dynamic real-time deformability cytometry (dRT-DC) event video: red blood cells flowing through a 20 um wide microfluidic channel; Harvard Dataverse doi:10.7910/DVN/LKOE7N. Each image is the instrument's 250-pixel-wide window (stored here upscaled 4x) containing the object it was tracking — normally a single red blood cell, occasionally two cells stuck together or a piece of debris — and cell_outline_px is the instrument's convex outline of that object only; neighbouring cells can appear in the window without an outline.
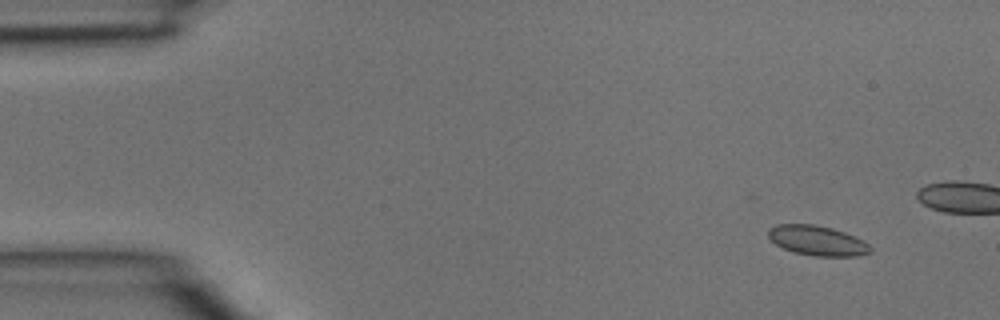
{"species": "common noctule bat (a hibernating species)", "species_latin": "Nyctalus noctula", "temperature_condition": "room temperature", "stored_images_in_passage": 12, "camera_frame_rate_fps": 3000, "um_per_image_px": 0.085, "animal": {"sex": "male", "body_mass_g": 15.6}, "frame": {"image": 1, "passage_image": 4, "time_ms": 1.0, "image_size_px": [1000, 320], "cell_outline_px": [[872, 252], [860, 256], [812, 256], [792, 252], [776, 244], [768, 236], [768, 228], [776, 224], [812, 224], [832, 228], [844, 232], [868, 244], [872, 248]], "centroid_in_image_um": [69.45, 20.46], "position_along_channel_um": 15.5, "area_um2": 17.74}}